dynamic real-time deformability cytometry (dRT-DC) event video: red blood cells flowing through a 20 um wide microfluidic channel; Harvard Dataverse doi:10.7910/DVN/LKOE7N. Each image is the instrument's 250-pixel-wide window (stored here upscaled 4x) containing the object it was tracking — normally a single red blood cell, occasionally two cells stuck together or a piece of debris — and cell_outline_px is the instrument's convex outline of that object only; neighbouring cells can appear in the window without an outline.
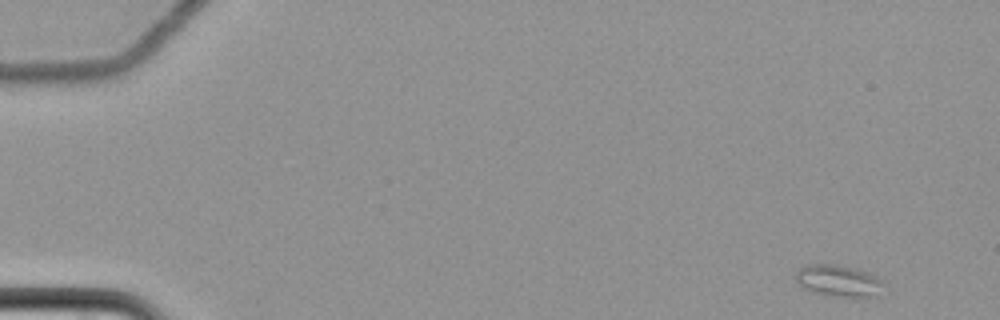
{"species": "common noctule bat (a hibernating species)", "species_latin": "Nyctalus noctula", "temperature_condition": "cold", "stored_images_in_passage": 59, "camera_frame_rate_fps": 3000, "um_per_image_px": 0.085, "animal": {"sex": "female", "body_mass_g": 22.7, "forearm_length_mm": 54.2}, "frame": {"image": 1, "passage_image": 1, "time_ms": 0.0, "image_size_px": [1000, 320], "cell_outline_px": [[884, 284], [872, 296], [856, 300], [832, 296], [804, 288], [796, 280], [796, 272], [800, 268], [808, 264], [836, 264], [868, 272], [884, 280]], "centroid_in_image_um": [71.3, 23.88], "position_along_channel_um": 13.7, "area_um2": 16.3}}
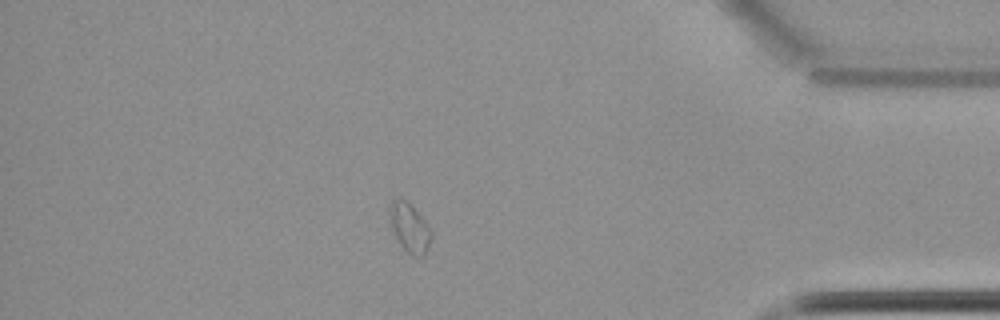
{"frame": {"image": 2, "passage_image": 51, "time_ms": 16.667, "image_size_px": [1000, 320], "cell_outline_px": [[432, 236], [424, 256], [412, 256], [400, 244], [392, 232], [388, 220], [388, 212], [392, 200], [404, 200], [420, 216], [432, 232]], "centroid_in_image_um": [34.77, 19.4], "position_along_channel_um": 400.4, "area_um2": 11.62}}
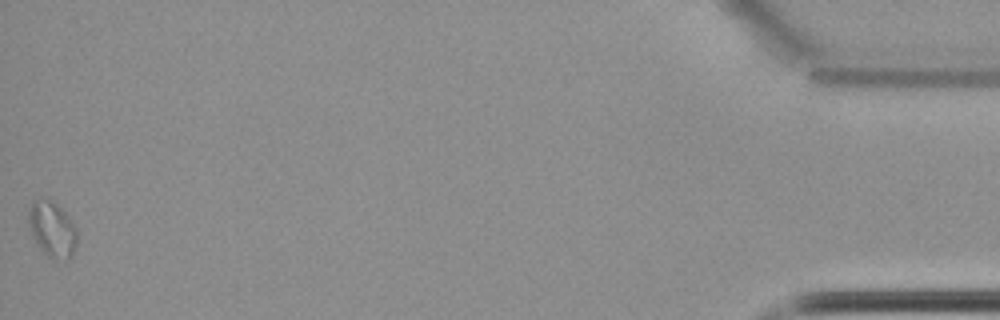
{"frame": {"image": 3, "passage_image": 59, "time_ms": 19.333, "image_size_px": [1000, 320], "cell_outline_px": [[76, 244], [72, 256], [68, 260], [52, 260], [40, 248], [32, 236], [28, 224], [28, 212], [32, 200], [36, 196], [40, 196], [52, 200], [68, 216], [76, 228]], "centroid_in_image_um": [4.4, 19.46], "position_along_channel_um": 430.8, "area_um2": 16.01}}